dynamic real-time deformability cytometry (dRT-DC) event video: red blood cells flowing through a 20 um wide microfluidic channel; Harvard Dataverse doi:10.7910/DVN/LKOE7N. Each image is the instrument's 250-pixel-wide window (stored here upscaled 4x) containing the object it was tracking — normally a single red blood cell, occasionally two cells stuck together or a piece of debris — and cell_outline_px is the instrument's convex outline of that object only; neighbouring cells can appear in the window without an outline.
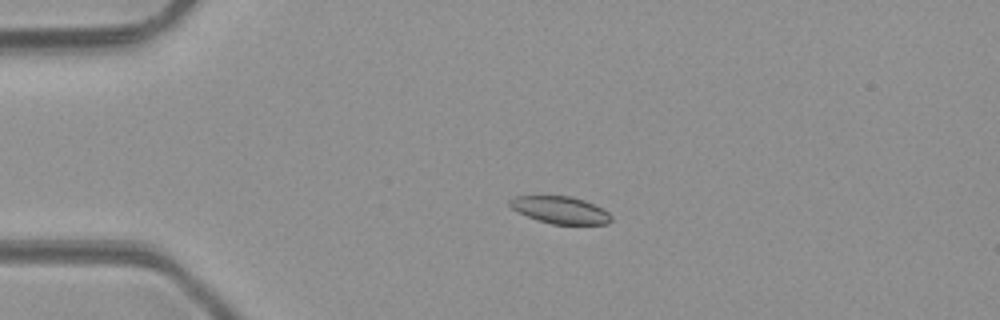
{"species": "common noctule bat (a hibernating species)", "species_latin": "Nyctalus noctula", "temperature_condition": "room temperature", "stored_images_in_passage": 4, "camera_frame_rate_fps": 3000, "um_per_image_px": 0.085, "animal": {"sex": "male", "body_mass_g": 23.1, "forearm_length_mm": 52.7}, "frame": {"image": 1, "passage_image": 4, "time_ms": 3.667, "image_size_px": [1000, 320], "cell_outline_px": [[612, 220], [608, 224], [552, 224], [536, 220], [512, 208], [508, 204], [508, 200], [516, 196], [572, 196], [584, 200], [608, 212], [612, 216]], "centroid_in_image_um": [47.62, 17.85], "position_along_channel_um": 37.4, "area_um2": 15.95}}